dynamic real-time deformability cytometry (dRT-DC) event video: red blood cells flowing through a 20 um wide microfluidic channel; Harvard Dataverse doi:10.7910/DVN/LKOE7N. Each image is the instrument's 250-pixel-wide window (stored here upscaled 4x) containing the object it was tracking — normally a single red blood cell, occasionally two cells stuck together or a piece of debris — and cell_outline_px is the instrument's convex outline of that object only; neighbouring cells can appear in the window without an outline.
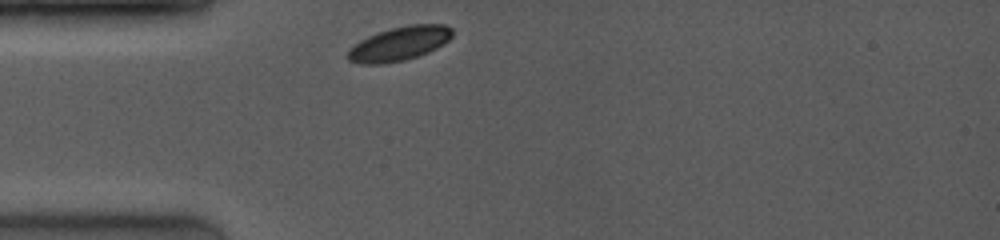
{"species": "common noctule bat (a hibernating species)", "species_latin": "Nyctalus noctula", "temperature_condition": "room temperature", "stored_images_in_passage": 9, "camera_frame_rate_fps": 4000, "um_per_image_px": 0.085, "animal": {"sex": "female", "body_mass_g": 19.0, "forearm_length_mm": 53.3}, "frame": {"image": 1, "passage_image": 1, "time_ms": 0.0, "image_size_px": [1000, 240], "cell_outline_px": [[452, 36], [444, 44], [428, 52], [404, 60], [380, 64], [360, 64], [348, 60], [344, 56], [348, 48], [360, 40], [368, 36], [392, 28], [408, 24], [444, 24], [452, 28]], "centroid_in_image_um": [33.9, 3.71], "position_along_channel_um": 51.1, "area_um2": 20.81}}
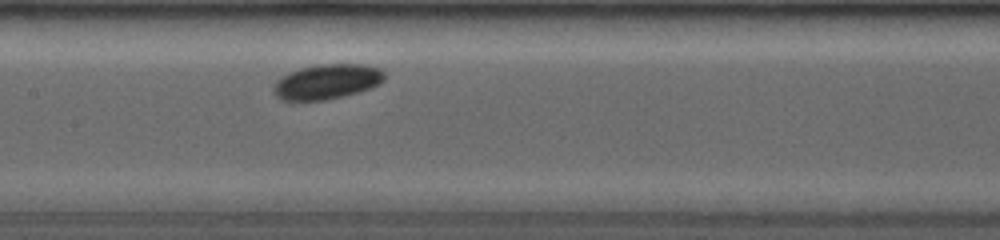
{"frame": {"image": 2, "passage_image": 9, "time_ms": 3.5, "image_size_px": [1000, 240], "cell_outline_px": [[384, 80], [372, 88], [344, 96], [324, 100], [292, 104], [280, 100], [276, 96], [272, 88], [272, 84], [280, 76], [288, 72], [300, 68], [316, 64], [364, 64], [380, 68], [384, 72]], "centroid_in_image_um": [27.7, 6.98], "position_along_channel_um": 179.7, "area_um2": 23.52}}